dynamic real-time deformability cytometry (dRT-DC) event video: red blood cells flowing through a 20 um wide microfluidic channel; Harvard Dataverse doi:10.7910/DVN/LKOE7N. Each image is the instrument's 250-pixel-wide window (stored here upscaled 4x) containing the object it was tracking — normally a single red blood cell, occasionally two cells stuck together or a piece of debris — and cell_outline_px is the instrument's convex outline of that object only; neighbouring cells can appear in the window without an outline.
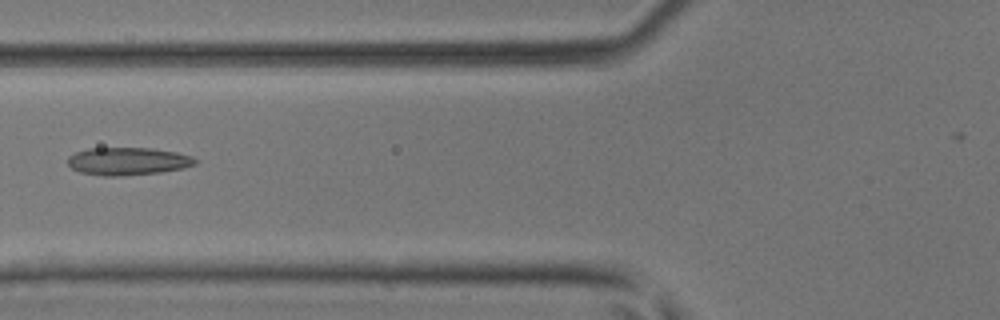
{"species": "common noctule bat (a hibernating species)", "species_latin": "Nyctalus noctula", "temperature_condition": "room temperature", "stored_images_in_passage": 43, "camera_frame_rate_fps": 3000, "um_per_image_px": 0.085, "animal": {"sex": "male", "body_mass_g": 17.9, "forearm_length_mm": 54.2}, "frame": {"image": 1, "passage_image": 15, "time_ms": 4.667, "image_size_px": [1000, 320], "cell_outline_px": [[196, 164], [184, 168], [160, 172], [120, 176], [104, 176], [80, 172], [72, 168], [68, 164], [68, 156], [76, 152], [88, 148], [152, 148], [176, 152], [192, 156], [196, 160]], "centroid_in_image_um": [10.86, 13.7], "position_along_channel_um": 114.9, "area_um2": 20.58}}
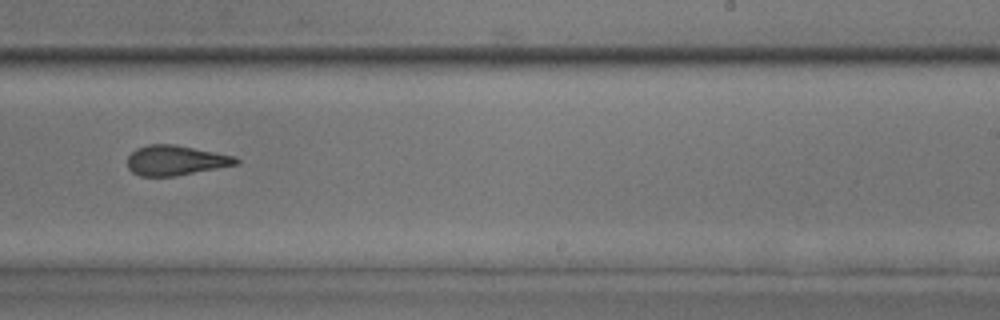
{"frame": {"image": 2, "passage_image": 26, "time_ms": 8.333, "image_size_px": [1000, 320], "cell_outline_px": [[240, 164], [176, 176], [140, 176], [132, 172], [128, 168], [128, 156], [136, 148], [148, 144], [176, 144], [236, 156], [240, 160]], "centroid_in_image_um": [14.96, 13.62], "position_along_channel_um": 274.0, "area_um2": 19.19}}
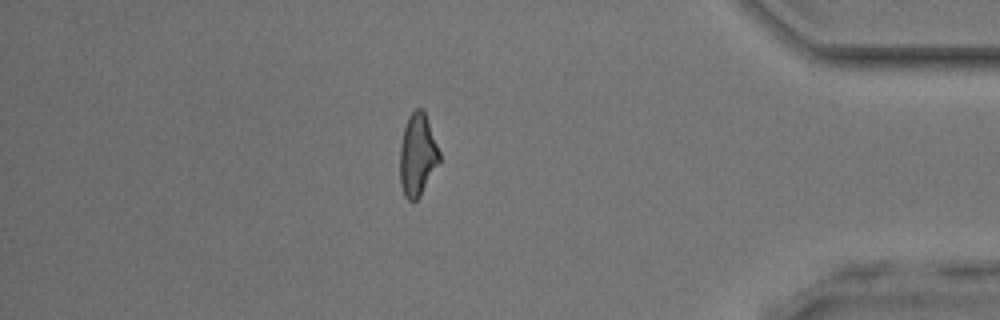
{"frame": {"image": 3, "passage_image": 37, "time_ms": 12.0, "image_size_px": [1000, 320], "cell_outline_px": [[440, 160], [420, 196], [416, 200], [408, 200], [404, 196], [400, 184], [400, 144], [404, 128], [408, 116], [416, 108], [424, 108], [440, 152]], "centroid_in_image_um": [35.48, 13.14], "position_along_channel_um": 399.7, "area_um2": 19.02}}